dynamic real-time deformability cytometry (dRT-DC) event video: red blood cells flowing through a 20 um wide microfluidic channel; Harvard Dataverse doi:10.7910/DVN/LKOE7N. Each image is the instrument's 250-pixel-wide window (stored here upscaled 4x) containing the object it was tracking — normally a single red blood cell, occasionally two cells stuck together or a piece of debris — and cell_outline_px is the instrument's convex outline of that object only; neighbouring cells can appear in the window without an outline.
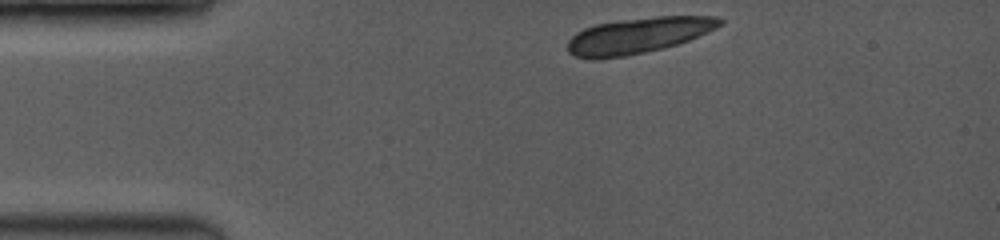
{"species": "common noctule bat (a hibernating species)", "species_latin": "Nyctalus noctula", "temperature_condition": "room temperature", "stored_images_in_passage": 1, "camera_frame_rate_fps": 3500, "um_per_image_px": 0.085, "animal": {"sex": "female", "body_mass_g": 19.0, "forearm_length_mm": 53.3}, "frame": {"image": 1, "passage_image": 1, "time_ms": 0.0, "image_size_px": [1000, 240], "cell_outline_px": [[724, 24], [708, 32], [688, 40], [676, 44], [644, 52], [624, 56], [596, 60], [592, 60], [572, 56], [568, 52], [568, 40], [576, 32], [584, 28], [596, 24], [660, 16], [716, 16], [724, 20]], "centroid_in_image_um": [54.22, 3.03], "position_along_channel_um": 30.8, "area_um2": 31.56}}